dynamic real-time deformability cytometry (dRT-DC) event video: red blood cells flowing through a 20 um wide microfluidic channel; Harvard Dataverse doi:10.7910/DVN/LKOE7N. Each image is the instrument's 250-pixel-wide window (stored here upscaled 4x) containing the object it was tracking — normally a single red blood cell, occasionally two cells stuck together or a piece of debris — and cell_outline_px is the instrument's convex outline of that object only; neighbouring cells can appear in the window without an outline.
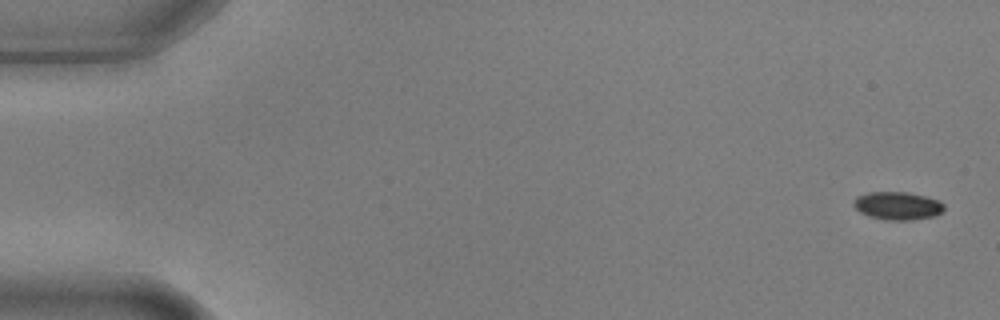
{"species": "common noctule bat (a hibernating species)", "species_latin": "Nyctalus noctula", "temperature_condition": "warm", "stored_images_in_passage": 4, "camera_frame_rate_fps": 3000, "um_per_image_px": 0.085, "animal": {"sex": "male", "body_mass_g": 17.9, "forearm_length_mm": 54.2}, "frame": {"image": 1, "passage_image": 1, "time_ms": 0.0, "image_size_px": [1000, 320], "cell_outline_px": [[944, 208], [940, 212], [932, 216], [912, 220], [888, 220], [868, 216], [860, 212], [852, 204], [852, 200], [856, 196], [868, 192], [908, 192], [940, 200], [944, 204]], "centroid_in_image_um": [76.25, 17.48], "position_along_channel_um": 8.7, "area_um2": 14.8}}
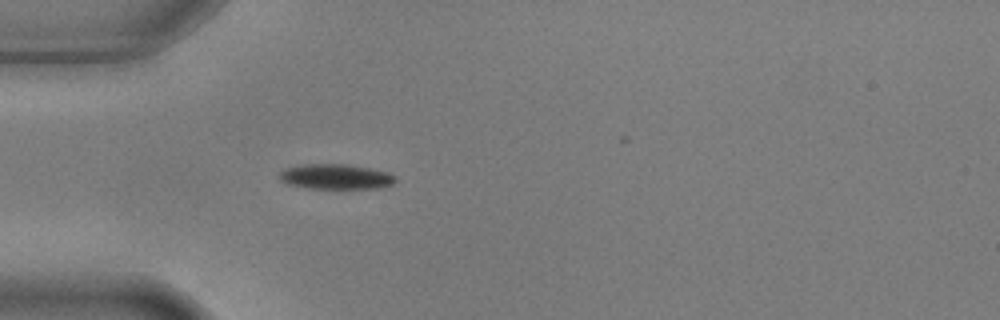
{"frame": {"image": 2, "passage_image": 4, "time_ms": 1.0, "image_size_px": [1000, 320], "cell_outline_px": [[396, 180], [392, 184], [376, 188], [308, 188], [288, 184], [280, 180], [280, 172], [284, 168], [304, 164], [348, 164], [372, 168], [388, 172], [396, 176]], "centroid_in_image_um": [28.55, 15.0], "position_along_channel_um": 56.5, "area_um2": 16.99}}